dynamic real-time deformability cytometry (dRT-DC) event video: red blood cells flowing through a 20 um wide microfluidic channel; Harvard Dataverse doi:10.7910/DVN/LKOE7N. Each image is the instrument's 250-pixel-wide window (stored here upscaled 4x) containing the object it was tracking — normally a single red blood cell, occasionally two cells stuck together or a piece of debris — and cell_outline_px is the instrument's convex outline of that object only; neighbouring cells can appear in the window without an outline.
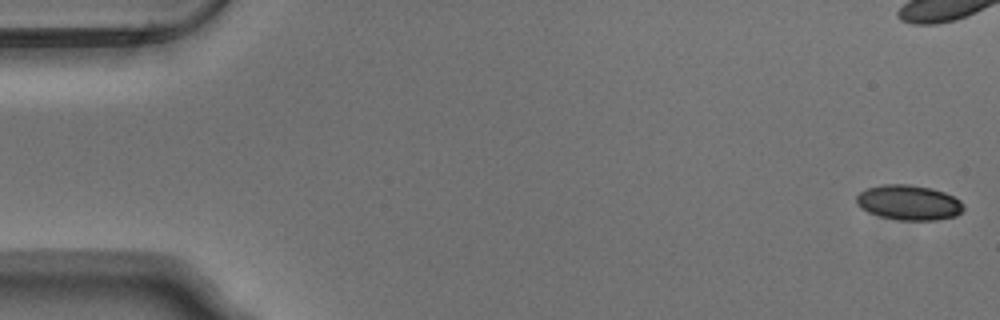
{"species": "Egyptian fruit bat (a non-hibernating species)", "species_latin": "Rousettus aegyptiacus", "temperature_condition": "warm", "stored_images_in_passage": 54, "camera_frame_rate_fps": 3000, "um_per_image_px": 0.085, "animal": {"sex": "male"}, "frame": {"image": 1, "passage_image": 1, "time_ms": 0.0, "image_size_px": [1000, 320], "cell_outline_px": [[964, 208], [956, 216], [936, 220], [900, 220], [880, 216], [868, 212], [860, 208], [856, 204], [856, 196], [860, 192], [868, 188], [884, 184], [908, 184], [932, 188], [944, 192], [960, 200], [964, 204]], "centroid_in_image_um": [77.24, 17.22], "position_along_channel_um": 7.8, "area_um2": 21.91}}
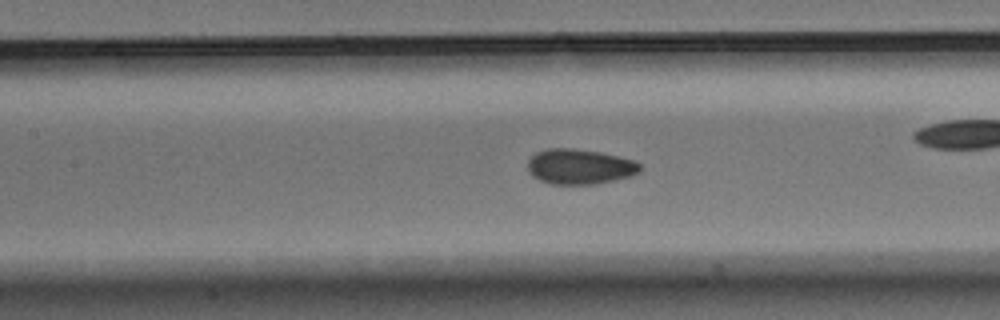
{"frame": {"image": 2, "passage_image": 24, "time_ms": 7.667, "image_size_px": [1000, 320], "cell_outline_px": [[640, 172], [632, 176], [592, 184], [552, 184], [540, 180], [532, 176], [528, 172], [528, 160], [536, 152], [548, 148], [572, 148], [600, 152], [632, 160], [640, 164]], "centroid_in_image_um": [49.24, 14.16], "position_along_channel_um": 158.2, "area_um2": 22.89}}
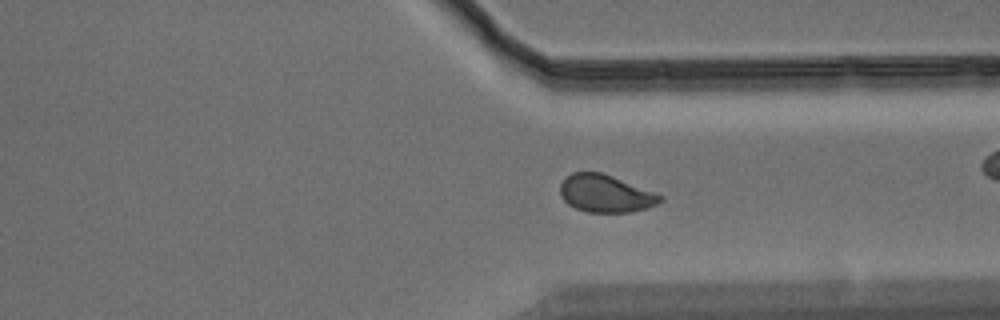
{"frame": {"image": 3, "passage_image": 40, "time_ms": 13.0, "image_size_px": [1000, 320], "cell_outline_px": [[664, 200], [648, 208], [632, 212], [588, 212], [576, 208], [568, 204], [560, 196], [560, 184], [572, 172], [600, 172], [612, 176], [656, 192], [664, 196]], "centroid_in_image_um": [51.5, 16.46], "position_along_channel_um": 359.9, "area_um2": 21.91}, "authors_computed_cell_mechanics": {"area_um2": 22.2819, "velocity_mm_per_s": 3.7875, "shape_relaxation_time_tau1_ms": 6.2023, "shape_relaxation_time_tau2_ms": 0.9997, "deformation_change_tau1": 0.1135, "deformation_change_tau2": 0.0383}}